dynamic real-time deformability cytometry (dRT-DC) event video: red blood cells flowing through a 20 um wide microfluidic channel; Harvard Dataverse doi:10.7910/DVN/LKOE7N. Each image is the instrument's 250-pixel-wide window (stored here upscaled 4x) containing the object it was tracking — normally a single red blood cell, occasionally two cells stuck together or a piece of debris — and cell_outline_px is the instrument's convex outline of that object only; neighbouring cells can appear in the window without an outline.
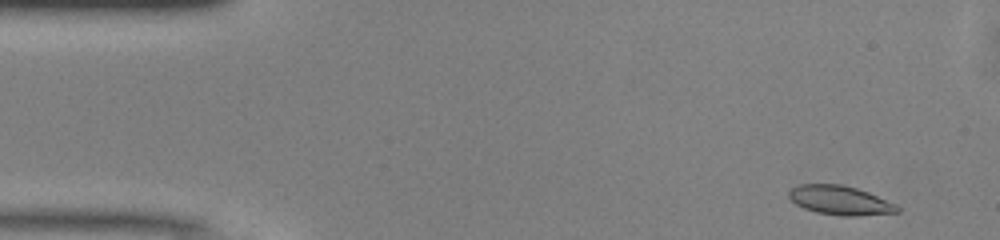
{"species": "common noctule bat (a hibernating species)", "species_latin": "Nyctalus noctula", "temperature_condition": "warm", "stored_images_in_passage": 7, "camera_frame_rate_fps": 3000, "um_per_image_px": 0.085, "animal": {"sex": "male", "body_mass_g": 13.0, "forearm_length_mm": 53.1}, "frame": {"image": 1, "passage_image": 1, "time_ms": 0.0, "image_size_px": [1000, 240], "cell_outline_px": [[900, 212], [860, 216], [840, 216], [816, 212], [804, 208], [796, 204], [788, 196], [788, 192], [792, 188], [800, 184], [840, 184], [856, 188], [868, 192], [896, 204], [900, 208]], "centroid_in_image_um": [71.42, 17.04], "position_along_channel_um": 13.6, "area_um2": 18.44}}